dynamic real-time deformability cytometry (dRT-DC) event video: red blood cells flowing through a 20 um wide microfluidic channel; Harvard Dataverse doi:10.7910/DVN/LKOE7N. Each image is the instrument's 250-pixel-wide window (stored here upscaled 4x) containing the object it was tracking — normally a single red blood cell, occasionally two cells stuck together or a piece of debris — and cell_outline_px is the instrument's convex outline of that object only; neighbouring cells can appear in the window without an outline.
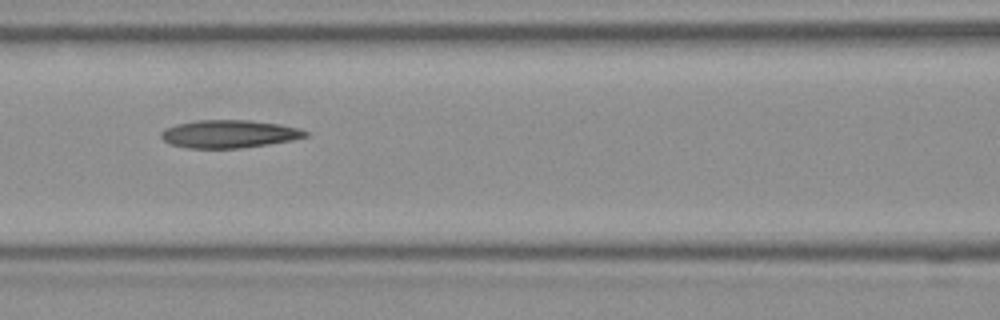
{"species": "Egyptian fruit bat (a non-hibernating species)", "species_latin": "Rousettus aegyptiacus", "temperature_condition": "room temperature", "stored_images_in_passage": 8, "camera_frame_rate_fps": 3000, "um_per_image_px": 0.085, "frame": {"image": 1, "passage_image": 6, "time_ms": 1.667, "image_size_px": [1000, 320], "cell_outline_px": [[308, 136], [292, 140], [268, 144], [240, 148], [188, 148], [168, 144], [160, 136], [160, 132], [164, 128], [176, 124], [196, 120], [248, 120], [280, 124], [296, 128], [308, 132]], "centroid_in_image_um": [19.42, 11.38], "position_along_channel_um": 147.2, "area_um2": 23.47}}
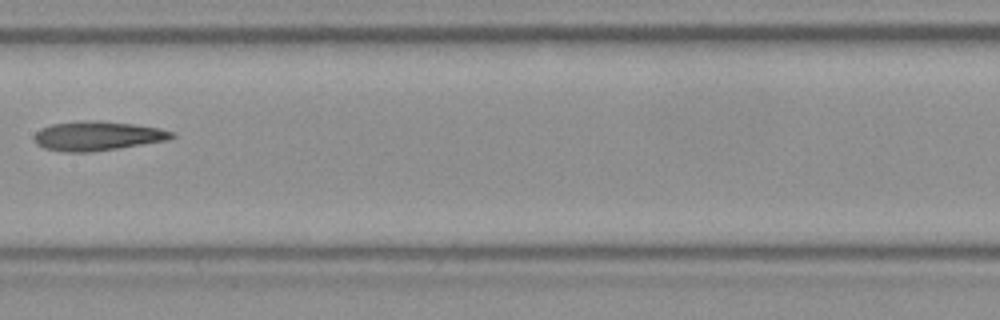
{"frame": {"image": 2, "passage_image": 7, "time_ms": 2.0, "image_size_px": [1000, 320], "cell_outline_px": [[176, 136], [168, 140], [92, 152], [64, 152], [44, 148], [36, 144], [32, 136], [40, 128], [52, 124], [80, 120], [100, 120], [132, 124], [160, 128], [176, 132]], "centroid_in_image_um": [8.27, 11.54], "position_along_channel_um": 199.1, "area_um2": 23.76}}
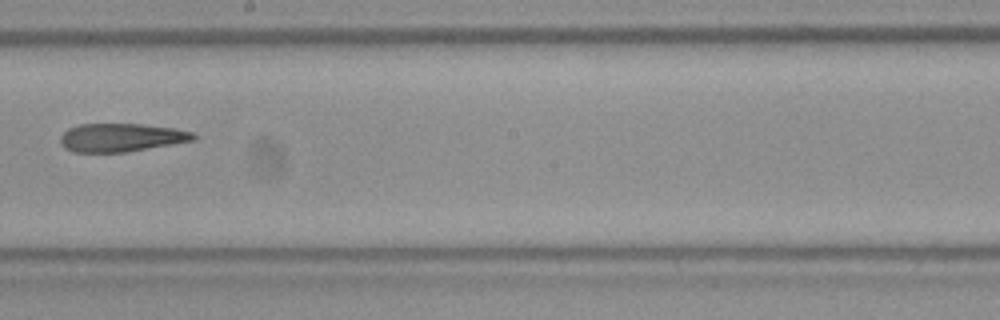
{"frame": {"image": 3, "passage_image": 8, "time_ms": 2.333, "image_size_px": [1000, 320], "cell_outline_px": [[200, 136], [196, 140], [128, 152], [72, 152], [64, 148], [60, 144], [60, 136], [68, 128], [80, 124], [144, 124], [176, 128], [192, 132]], "centroid_in_image_um": [10.33, 11.69], "position_along_channel_um": 237.9, "area_um2": 22.31}}